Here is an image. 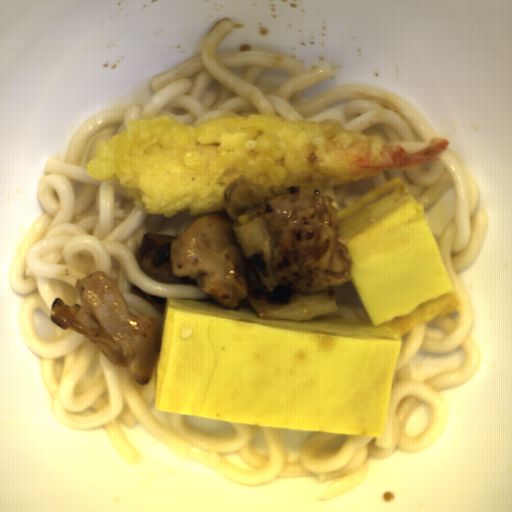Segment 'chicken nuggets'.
<instances>
[{"label": "chicken nuggets", "mask_w": 512, "mask_h": 512, "mask_svg": "<svg viewBox=\"0 0 512 512\" xmlns=\"http://www.w3.org/2000/svg\"><path fill=\"white\" fill-rule=\"evenodd\" d=\"M331 196L293 185L267 201L263 218L277 242L271 267L278 284L302 293H321L352 278L353 259L339 236Z\"/></svg>", "instance_id": "1"}, {"label": "chicken nuggets", "mask_w": 512, "mask_h": 512, "mask_svg": "<svg viewBox=\"0 0 512 512\" xmlns=\"http://www.w3.org/2000/svg\"><path fill=\"white\" fill-rule=\"evenodd\" d=\"M80 305L52 301L49 320L60 328L85 335L112 366L127 370L140 385L152 382L163 330L152 316L133 315L115 282L92 271L74 282Z\"/></svg>", "instance_id": "2"}, {"label": "chicken nuggets", "mask_w": 512, "mask_h": 512, "mask_svg": "<svg viewBox=\"0 0 512 512\" xmlns=\"http://www.w3.org/2000/svg\"><path fill=\"white\" fill-rule=\"evenodd\" d=\"M132 290L136 296L148 302L151 306H153L157 311H159L162 315L165 313V303L166 298H161L157 296H153L150 294H146L140 288L136 287L132 284Z\"/></svg>", "instance_id": "3"}]
</instances>
